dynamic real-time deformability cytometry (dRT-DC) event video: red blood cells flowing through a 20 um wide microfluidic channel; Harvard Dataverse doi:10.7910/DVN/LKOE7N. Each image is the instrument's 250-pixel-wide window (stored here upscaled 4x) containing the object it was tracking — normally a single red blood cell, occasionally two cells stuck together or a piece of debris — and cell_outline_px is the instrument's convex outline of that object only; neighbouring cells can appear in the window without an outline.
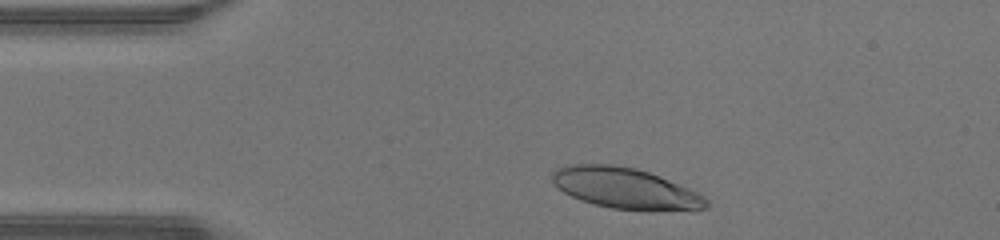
{"species": "human", "species_latin": "Homo sapiens", "temperature_condition": "warm", "stored_images_in_passage": 32, "camera_frame_rate_fps": 3000, "um_per_image_px": 0.085, "donor": {"sex": "male"}, "frame": {"image": 1, "passage_image": 3, "time_ms": 0.667, "image_size_px": [1000, 240], "cell_outline_px": [[708, 204], [704, 208], [692, 212], [648, 212], [612, 208], [580, 200], [556, 188], [552, 180], [552, 172], [556, 168], [564, 164], [612, 164], [636, 168], [648, 172], [688, 188], [704, 196], [708, 200]], "centroid_in_image_um": [53.19, 16.04], "position_along_channel_um": 31.8, "area_um2": 37.45}}
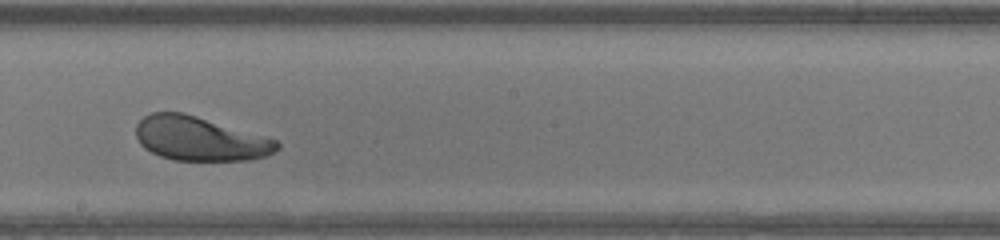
{"frame": {"image": 2, "passage_image": 20, "time_ms": 6.333, "image_size_px": [1000, 240], "cell_outline_px": [[280, 148], [268, 156], [252, 160], [172, 160], [160, 156], [144, 148], [140, 144], [136, 136], [136, 124], [144, 116], [152, 112], [184, 112], [276, 140], [280, 144]], "centroid_in_image_um": [16.97, 11.8], "position_along_channel_um": 231.2, "area_um2": 36.18}}
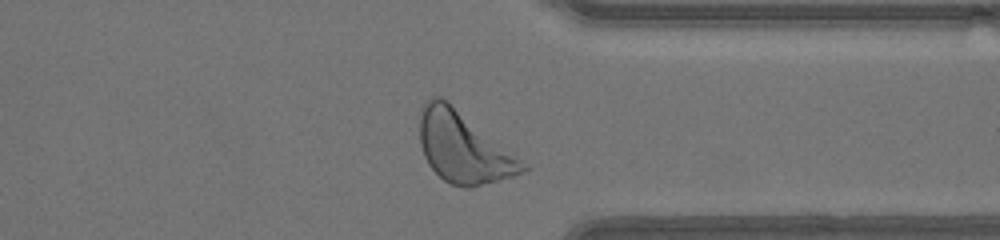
{"frame": {"image": 3, "passage_image": 30, "time_ms": 9.667, "image_size_px": [1000, 240], "cell_outline_px": [[532, 168], [524, 172], [512, 176], [472, 188], [464, 188], [452, 184], [444, 180], [428, 164], [424, 156], [420, 144], [420, 116], [424, 104], [432, 96], [440, 96], [448, 100], [528, 164]], "centroid_in_image_um": [39.41, 12.53], "position_along_channel_um": 372.0, "area_um2": 42.6}, "authors_computed_cell_mechanics": {"area_um2": 37.4255, "velocity_mm_per_s": 4.3365, "shape_relaxation_time_tau1_ms": 2.1144, "shape_relaxation_time_tau2_ms": null, "deformation_change_tau1": 0.1367, "deformation_change_tau2": null}}